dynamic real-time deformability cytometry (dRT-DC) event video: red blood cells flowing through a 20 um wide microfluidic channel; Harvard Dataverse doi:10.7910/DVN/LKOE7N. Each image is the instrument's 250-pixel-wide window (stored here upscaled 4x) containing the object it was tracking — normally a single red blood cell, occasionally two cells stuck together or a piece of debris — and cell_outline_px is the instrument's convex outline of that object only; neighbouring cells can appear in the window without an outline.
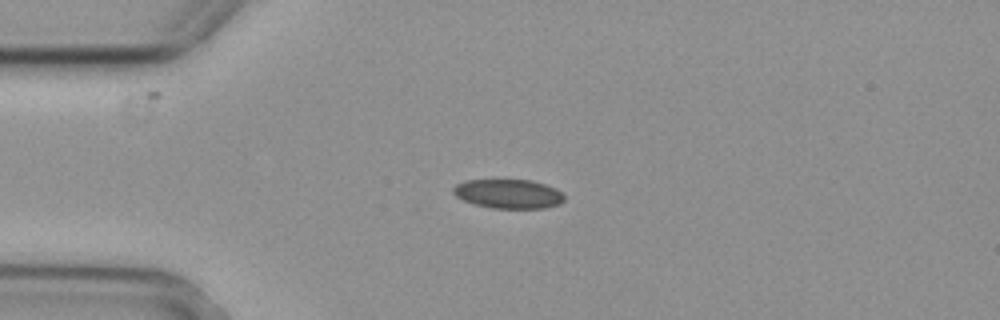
{"species": "common noctule bat (a hibernating species)", "species_latin": "Nyctalus noctula", "temperature_condition": "cold", "stored_images_in_passage": 5, "camera_frame_rate_fps": 3000, "um_per_image_px": 0.085, "animal": {"sex": "female", "body_mass_g": 29.2, "forearm_length_mm": 56.3}, "frame": {"image": 1, "passage_image": 2, "time_ms": 0.333, "image_size_px": [1000, 320], "cell_outline_px": [[564, 200], [560, 204], [544, 208], [492, 208], [472, 204], [456, 196], [452, 192], [452, 188], [456, 184], [464, 180], [532, 180], [556, 188], [564, 192]], "centroid_in_image_um": [43.22, 16.47], "position_along_channel_um": 41.8, "area_um2": 19.07}}
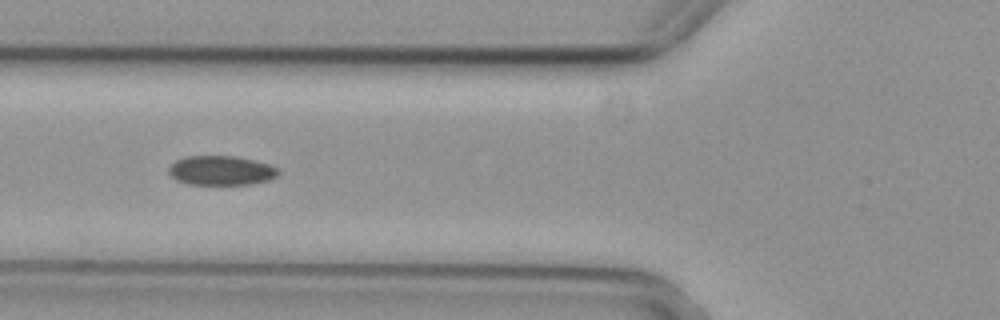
{"frame": {"image": 2, "passage_image": 4, "time_ms": 1.0, "image_size_px": [1000, 320], "cell_outline_px": [[280, 172], [276, 176], [268, 180], [248, 184], [188, 184], [176, 180], [168, 172], [168, 168], [176, 160], [188, 156], [236, 156], [268, 164], [276, 168]], "centroid_in_image_um": [18.77, 14.49], "position_along_channel_um": 107.0, "area_um2": 18.55}}
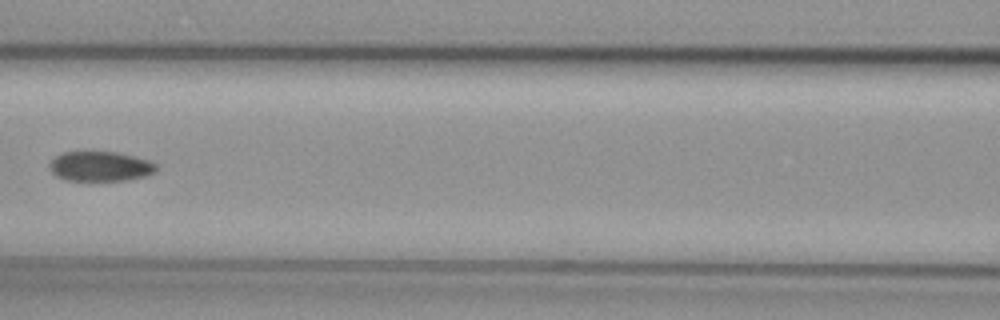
{"frame": {"image": 3, "passage_image": 5, "time_ms": 1.333, "image_size_px": [1000, 320], "cell_outline_px": [[156, 172], [144, 176], [128, 180], [88, 184], [68, 180], [56, 176], [48, 168], [48, 164], [56, 156], [64, 152], [116, 152], [148, 160], [156, 164]], "centroid_in_image_um": [8.48, 14.2], "position_along_channel_um": 158.1, "area_um2": 19.25}}